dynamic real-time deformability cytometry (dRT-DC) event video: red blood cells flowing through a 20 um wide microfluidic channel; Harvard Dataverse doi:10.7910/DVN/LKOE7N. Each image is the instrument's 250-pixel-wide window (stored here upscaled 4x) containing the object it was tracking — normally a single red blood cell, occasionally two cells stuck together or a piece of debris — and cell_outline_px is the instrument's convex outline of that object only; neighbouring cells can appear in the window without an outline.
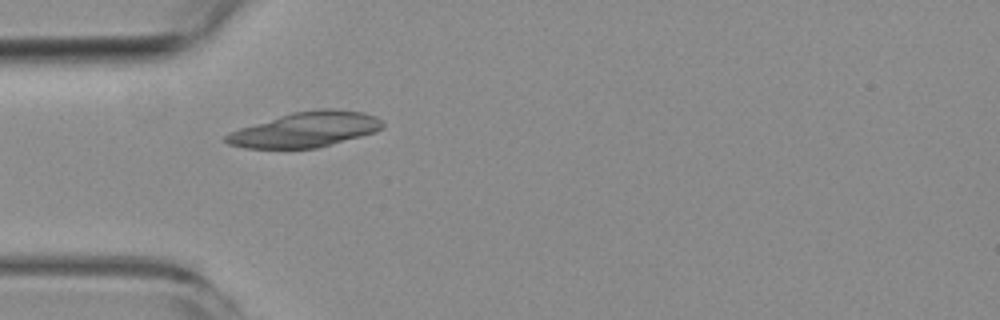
{"species": "common noctule bat (a hibernating species)", "species_latin": "Nyctalus noctula", "temperature_condition": "room temperature", "stored_images_in_passage": 1, "camera_frame_rate_fps": 3000, "um_per_image_px": 0.085, "animal": {"sex": "female", "body_mass_g": 19.3, "forearm_length_mm": 54.1}, "frame": {"image": 1, "passage_image": 1, "time_ms": 0.0, "image_size_px": [1000, 320], "cell_outline_px": [[384, 128], [376, 132], [316, 148], [244, 148], [228, 144], [224, 140], [224, 136], [240, 128], [292, 112], [320, 108], [332, 108], [364, 112], [376, 116], [384, 124]], "centroid_in_image_um": [26.0, 11.0], "position_along_channel_um": 59.0, "area_um2": 31.96}}